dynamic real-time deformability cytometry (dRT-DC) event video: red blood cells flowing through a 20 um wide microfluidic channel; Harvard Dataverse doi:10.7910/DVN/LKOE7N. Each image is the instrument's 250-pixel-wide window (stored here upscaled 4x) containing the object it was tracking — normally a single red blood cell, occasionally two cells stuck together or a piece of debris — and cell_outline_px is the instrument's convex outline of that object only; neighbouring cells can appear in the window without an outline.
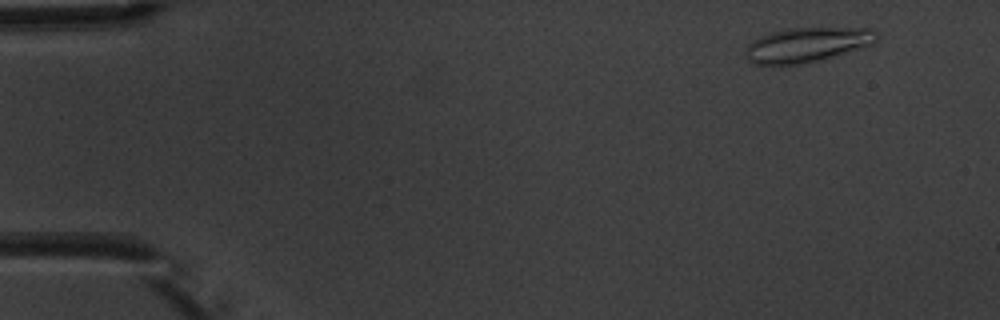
{"species": "common noctule bat (a hibernating species)", "species_latin": "Nyctalus noctula", "temperature_condition": "warm", "stored_images_in_passage": 4, "camera_frame_rate_fps": 3000, "um_per_image_px": 0.085, "animal": {"sex": "male", "body_mass_g": 20.1, "forearm_length_mm": 53.5}, "frame": {"image": 1, "passage_image": 1, "time_ms": 0.0, "image_size_px": [1000, 320], "cell_outline_px": [[880, 36], [872, 44], [820, 60], [800, 64], [756, 64], [748, 60], [744, 52], [748, 44], [752, 40], [760, 36], [772, 32], [788, 28], [872, 28]], "centroid_in_image_um": [68.59, 3.79], "position_along_channel_um": 16.4, "area_um2": 26.3}}
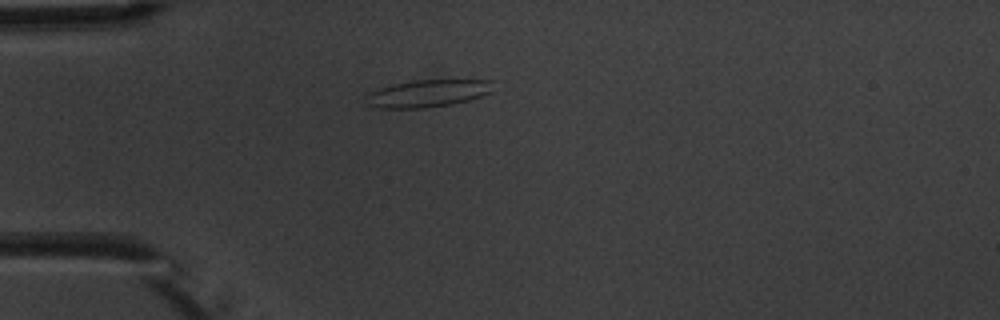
{"frame": {"image": 2, "passage_image": 4, "time_ms": 3.333, "image_size_px": [1000, 320], "cell_outline_px": [[492, 92], [468, 100], [452, 104], [424, 108], [380, 108], [368, 104], [364, 96], [368, 92], [392, 84], [416, 80], [492, 80]], "centroid_in_image_um": [36.33, 7.94], "position_along_channel_um": 48.7, "area_um2": 20.17}}